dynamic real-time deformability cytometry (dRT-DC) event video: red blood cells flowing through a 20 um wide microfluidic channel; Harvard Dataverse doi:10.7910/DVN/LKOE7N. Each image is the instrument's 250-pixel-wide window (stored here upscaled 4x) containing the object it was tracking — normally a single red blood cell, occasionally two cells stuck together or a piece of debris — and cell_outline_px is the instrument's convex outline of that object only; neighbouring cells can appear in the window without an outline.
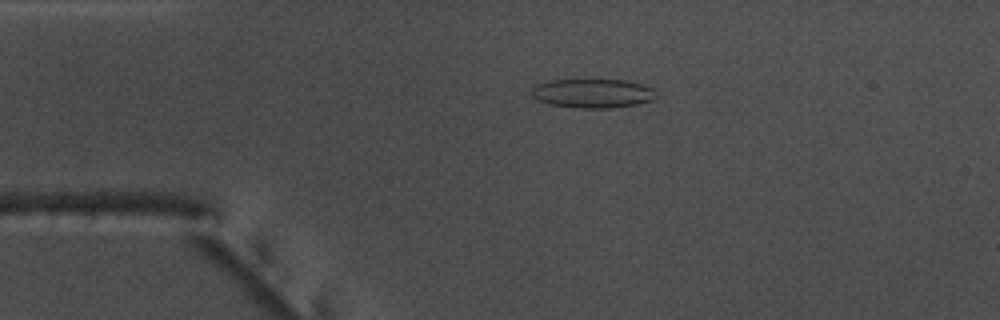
{"species": "common noctule bat (a hibernating species)", "species_latin": "Nyctalus noctula", "temperature_condition": "warm", "stored_images_in_passage": 44, "camera_frame_rate_fps": 3000, "um_per_image_px": 0.085, "animal": {"sex": "male", "body_mass_g": 17.5, "forearm_length_mm": 52.3}, "frame": {"image": 1, "passage_image": 2, "time_ms": 0.333, "image_size_px": [1000, 320], "cell_outline_px": [[656, 96], [652, 100], [636, 104], [608, 108], [576, 108], [552, 104], [540, 100], [532, 96], [532, 88], [536, 84], [548, 80], [624, 80], [644, 84], [652, 88]], "centroid_in_image_um": [50.38, 7.92], "position_along_channel_um": 34.6, "area_um2": 20.92}}
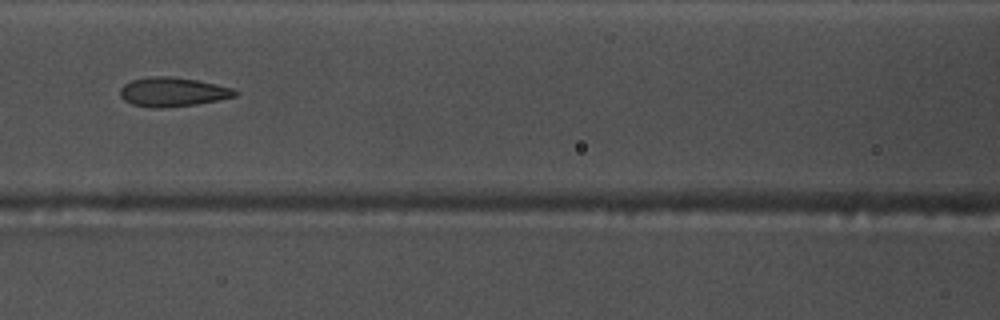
{"frame": {"image": 2, "passage_image": 14, "time_ms": 4.333, "image_size_px": [1000, 320], "cell_outline_px": [[240, 92], [236, 96], [220, 100], [196, 104], [164, 108], [152, 108], [132, 104], [124, 100], [120, 96], [120, 88], [124, 84], [132, 80], [156, 76], [168, 76], [196, 80], [216, 84], [232, 88]], "centroid_in_image_um": [14.69, 7.83], "position_along_channel_um": 151.9, "area_um2": 19.54}}
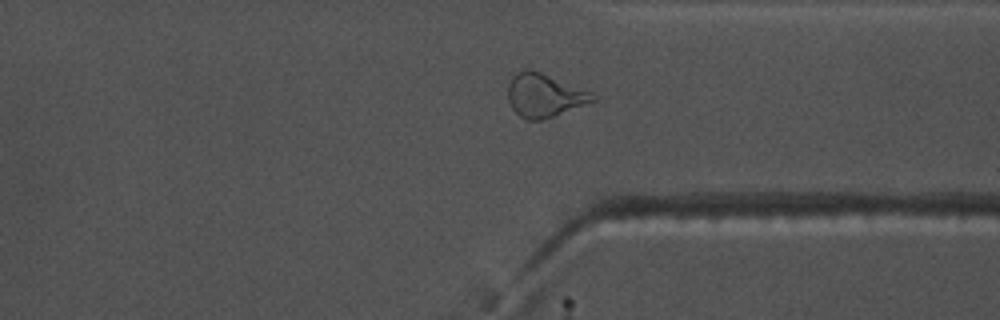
{"frame": {"image": 3, "passage_image": 31, "time_ms": 10.0, "image_size_px": [1000, 320], "cell_outline_px": [[596, 100], [552, 116], [540, 120], [528, 120], [520, 116], [512, 108], [508, 100], [508, 84], [516, 72], [524, 68], [532, 68], [592, 92], [596, 96]], "centroid_in_image_um": [46.24, 8.07], "position_along_channel_um": 365.2, "area_um2": 21.39}, "authors_computed_cell_mechanics": {"area_um2": 19.652, "velocity_mm_per_s": 3.7764, "shape_relaxation_time_tau1_ms": 4.9058, "shape_relaxation_time_tau2_ms": 1.8422, "deformation_change_tau1": 0.1771, "deformation_change_tau2": 0.1063}}